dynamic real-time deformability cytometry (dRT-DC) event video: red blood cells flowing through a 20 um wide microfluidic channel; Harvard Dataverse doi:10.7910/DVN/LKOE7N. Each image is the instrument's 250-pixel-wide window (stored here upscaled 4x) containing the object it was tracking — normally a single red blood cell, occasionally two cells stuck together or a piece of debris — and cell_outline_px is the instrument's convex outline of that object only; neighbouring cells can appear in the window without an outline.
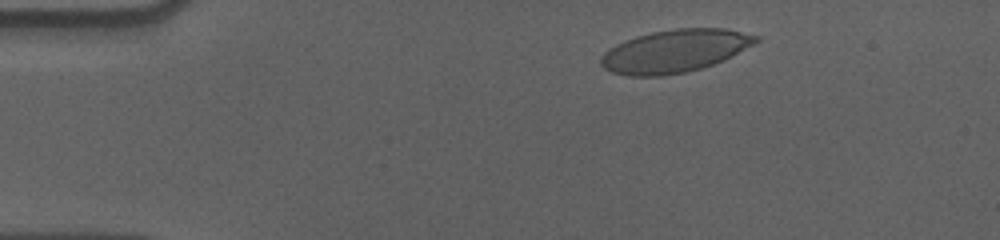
{"species": "human", "species_latin": "Homo sapiens", "temperature_condition": "cold", "stored_images_in_passage": 53, "camera_frame_rate_fps": 3000, "um_per_image_px": 0.085, "donor": {"sex": "male"}, "frame": {"image": 1, "passage_image": 5, "time_ms": 1.333, "image_size_px": [1000, 240], "cell_outline_px": [[760, 40], [724, 60], [700, 68], [684, 72], [660, 76], [628, 76], [612, 72], [604, 68], [600, 64], [600, 56], [604, 52], [616, 44], [636, 36], [652, 32], [676, 28], [724, 28], [760, 36]], "centroid_in_image_um": [57.33, 4.33], "position_along_channel_um": 27.7, "area_um2": 38.44}}
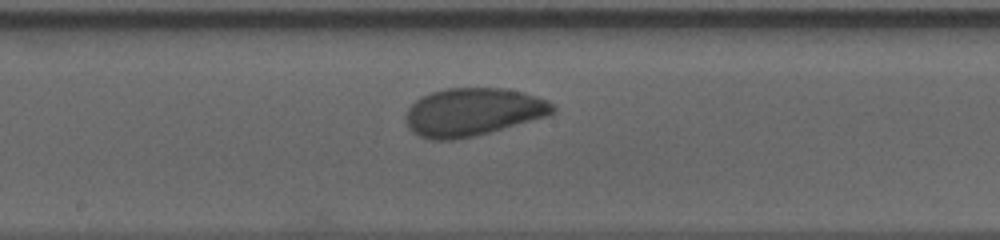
{"frame": {"image": 2, "passage_image": 26, "time_ms": 8.333, "image_size_px": [1000, 240], "cell_outline_px": [[556, 112], [548, 116], [476, 136], [456, 140], [432, 140], [420, 136], [412, 132], [408, 128], [404, 116], [408, 108], [420, 96], [444, 88], [504, 88], [524, 92], [548, 100], [556, 108]], "centroid_in_image_um": [40.19, 9.52], "position_along_channel_um": 208.0, "area_um2": 41.5}}
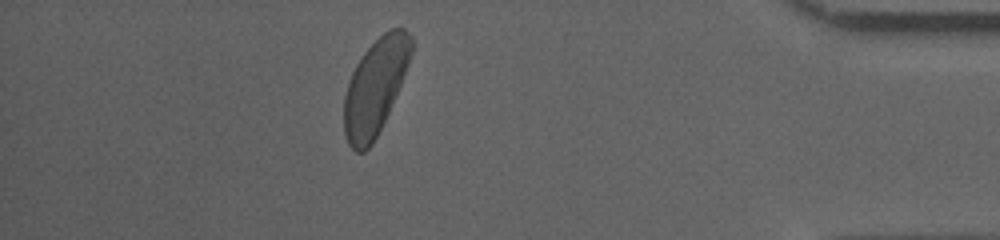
{"frame": {"image": 3, "passage_image": 46, "time_ms": 15.0, "image_size_px": [1000, 240], "cell_outline_px": [[412, 52], [408, 64], [400, 84], [388, 112], [372, 144], [364, 152], [356, 152], [348, 144], [344, 132], [344, 96], [348, 80], [356, 64], [364, 52], [384, 32], [392, 28], [404, 28], [412, 36]], "centroid_in_image_um": [31.87, 7.37], "position_along_channel_um": 403.3, "area_um2": 36.99}, "authors_computed_cell_mechanics": {"area_um2": 39.4774, "velocity_mm_per_s": 3.5602, "shape_relaxation_time_tau1_ms": 3.3251, "shape_relaxation_time_tau2_ms": 1.4822, "deformation_change_tau1": 0.123, "deformation_change_tau2": 0.0649}}